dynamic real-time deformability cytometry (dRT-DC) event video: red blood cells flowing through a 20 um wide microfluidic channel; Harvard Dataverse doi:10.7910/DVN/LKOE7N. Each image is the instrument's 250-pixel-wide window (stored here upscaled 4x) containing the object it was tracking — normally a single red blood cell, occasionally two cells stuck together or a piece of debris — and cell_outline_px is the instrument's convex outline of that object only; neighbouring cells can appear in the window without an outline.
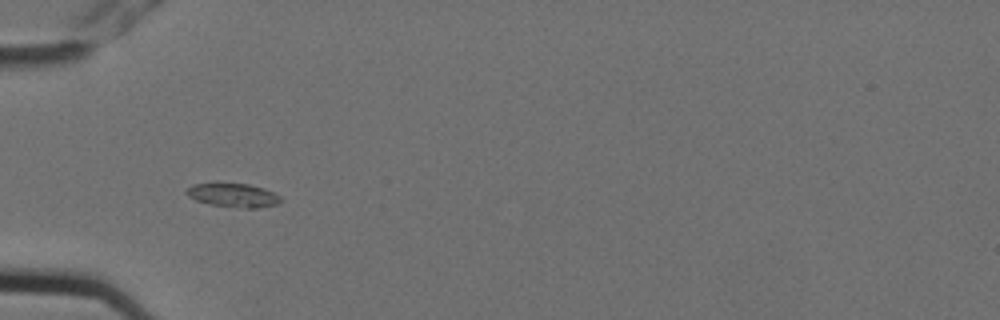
{"species": "Egyptian fruit bat (a non-hibernating species)", "species_latin": "Rousettus aegyptiacus", "temperature_condition": "cold", "stored_images_in_passage": 6, "camera_frame_rate_fps": 3000, "um_per_image_px": 0.085, "animal": {"sex": "female"}, "frame": {"image": 1, "passage_image": 5, "time_ms": 1.333, "image_size_px": [1000, 320], "cell_outline_px": [[280, 200], [276, 204], [256, 208], [244, 208], [208, 204], [196, 200], [188, 196], [184, 192], [192, 184], [248, 184], [264, 188], [280, 196]], "centroid_in_image_um": [19.8, 16.6], "position_along_channel_um": 65.2, "area_um2": 12.77}}
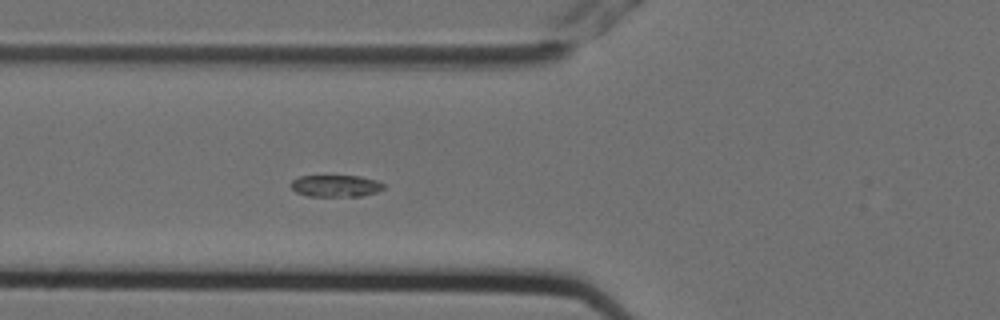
{"frame": {"image": 2, "passage_image": 6, "time_ms": 1.667, "image_size_px": [1000, 320], "cell_outline_px": [[384, 188], [376, 192], [360, 196], [308, 196], [296, 192], [292, 188], [292, 180], [300, 176], [360, 176], [376, 180], [384, 184]], "centroid_in_image_um": [28.55, 15.8], "position_along_channel_um": 97.3, "area_um2": 11.68}}